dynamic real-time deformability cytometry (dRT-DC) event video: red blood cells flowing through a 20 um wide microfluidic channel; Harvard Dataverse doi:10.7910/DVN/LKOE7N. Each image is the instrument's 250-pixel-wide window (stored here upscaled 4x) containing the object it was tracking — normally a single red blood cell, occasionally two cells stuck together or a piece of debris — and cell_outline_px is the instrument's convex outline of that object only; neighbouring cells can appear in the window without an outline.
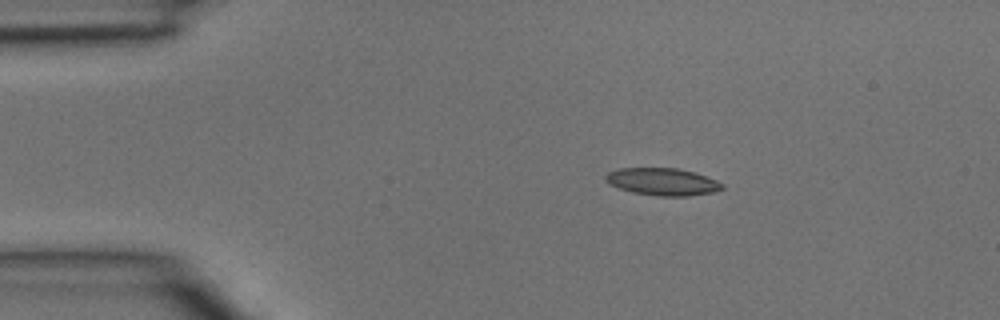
{"species": "common noctule bat (a hibernating species)", "species_latin": "Nyctalus noctula", "temperature_condition": "room temperature", "stored_images_in_passage": 33, "camera_frame_rate_fps": 3000, "um_per_image_px": 0.085, "animal": {"sex": "male", "body_mass_g": 15.6}, "frame": {"image": 1, "passage_image": 1, "time_ms": 0.0, "image_size_px": [1000, 320], "cell_outline_px": [[724, 188], [712, 192], [688, 196], [660, 196], [632, 192], [620, 188], [604, 180], [604, 176], [608, 172], [620, 168], [676, 168], [692, 172], [716, 180], [724, 184]], "centroid_in_image_um": [56.3, 15.44], "position_along_channel_um": 28.7, "area_um2": 18.32}}
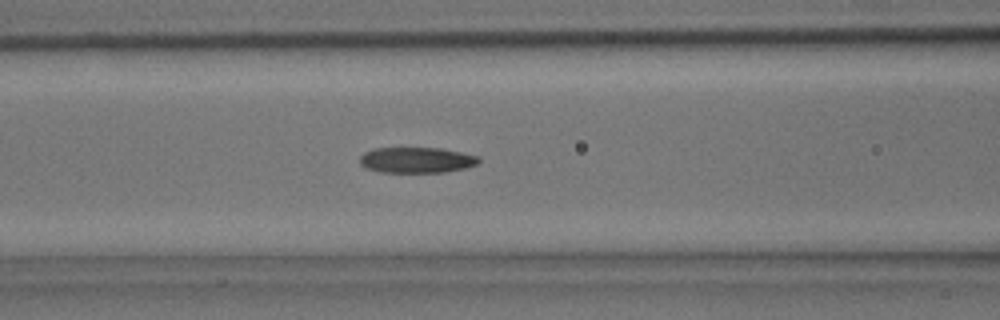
{"frame": {"image": 2, "passage_image": 10, "time_ms": 3.0, "image_size_px": [1000, 320], "cell_outline_px": [[480, 160], [476, 164], [464, 168], [444, 172], [380, 172], [364, 168], [360, 164], [360, 156], [364, 152], [372, 148], [440, 148], [480, 156]], "centroid_in_image_um": [35.37, 13.6], "position_along_channel_um": 131.2, "area_um2": 17.86}}
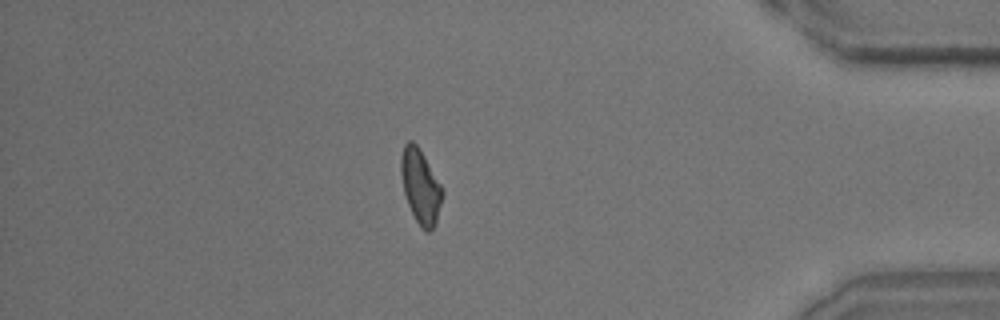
{"frame": {"image": 3, "passage_image": 28, "time_ms": 9.0, "image_size_px": [1000, 320], "cell_outline_px": [[444, 192], [436, 224], [428, 232], [420, 228], [408, 204], [404, 192], [400, 172], [400, 156], [404, 144], [408, 140], [412, 140], [420, 148], [444, 188]], "centroid_in_image_um": [35.75, 15.81], "position_along_channel_um": 399.4, "area_um2": 18.26}}